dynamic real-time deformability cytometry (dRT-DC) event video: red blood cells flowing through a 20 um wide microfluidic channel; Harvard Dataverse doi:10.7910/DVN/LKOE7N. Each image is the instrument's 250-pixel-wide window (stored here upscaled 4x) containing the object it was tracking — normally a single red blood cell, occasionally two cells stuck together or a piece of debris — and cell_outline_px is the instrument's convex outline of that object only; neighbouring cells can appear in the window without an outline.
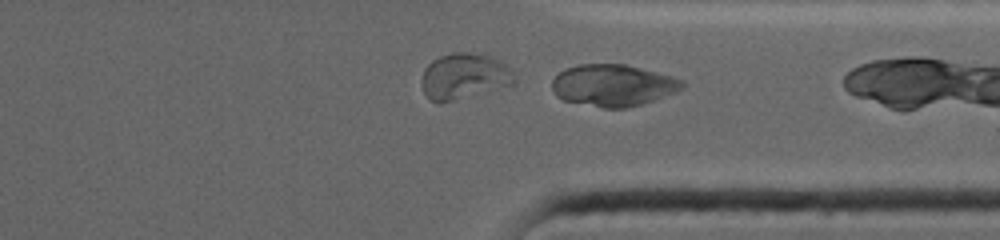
{"species": "common noctule bat (a hibernating species)", "species_latin": "Nyctalus noctula", "temperature_condition": "warm", "stored_images_in_passage": 18, "camera_frame_rate_fps": 4500, "um_per_image_px": 0.085, "animal": {"sex": "female", "body_mass_g": 19.0, "forearm_length_mm": 53.3}, "frame": {"image": 1, "passage_image": 18, "time_ms": 8.0, "image_size_px": [1000, 240], "cell_outline_px": [[684, 84], [676, 92], [644, 104], [624, 108], [604, 108], [564, 100], [556, 96], [552, 88], [552, 80], [564, 68], [580, 64], [624, 64], [684, 80]], "centroid_in_image_um": [52.08, 7.26], "position_along_channel_um": 359.3, "area_um2": 31.44}}